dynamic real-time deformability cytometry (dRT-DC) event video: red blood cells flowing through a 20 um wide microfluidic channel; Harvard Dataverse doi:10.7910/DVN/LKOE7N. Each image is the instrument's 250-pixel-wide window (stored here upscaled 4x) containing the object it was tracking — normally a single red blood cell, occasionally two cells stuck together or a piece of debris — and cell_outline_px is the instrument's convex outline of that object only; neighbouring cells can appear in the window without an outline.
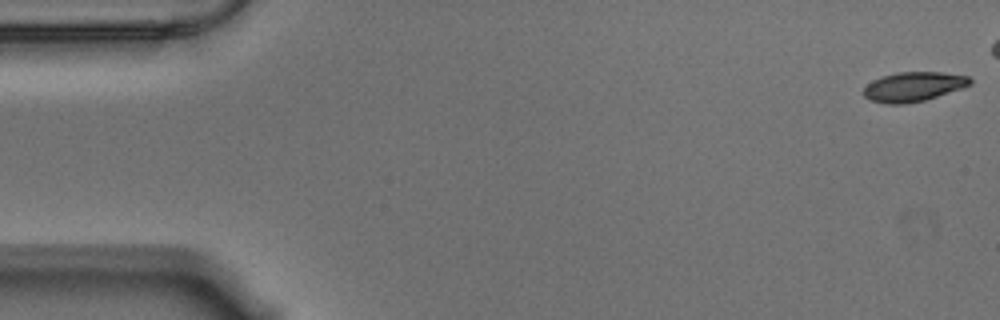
{"species": "Egyptian fruit bat (a non-hibernating species)", "species_latin": "Rousettus aegyptiacus", "temperature_condition": "warm", "stored_images_in_passage": 46, "camera_frame_rate_fps": 3000, "um_per_image_px": 0.085, "animal": {"sex": "male"}, "frame": {"image": 1, "passage_image": 1, "time_ms": 0.0, "image_size_px": [1000, 320], "cell_outline_px": [[972, 84], [924, 100], [904, 104], [888, 104], [872, 100], [864, 96], [864, 88], [872, 80], [880, 76], [896, 72], [944, 72], [968, 76], [972, 80]], "centroid_in_image_um": [77.63, 7.35], "position_along_channel_um": 7.4, "area_um2": 18.15}}
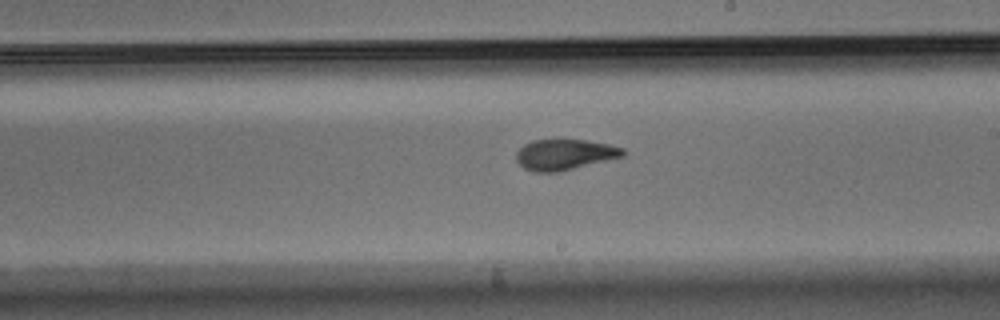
{"frame": {"image": 2, "passage_image": 32, "time_ms": 10.333, "image_size_px": [1000, 320], "cell_outline_px": [[628, 152], [624, 156], [560, 172], [532, 172], [524, 168], [516, 160], [516, 152], [524, 144], [532, 140], [588, 140], [608, 144], [624, 148]], "centroid_in_image_um": [48.01, 13.14], "position_along_channel_um": 241.0, "area_um2": 19.25}}
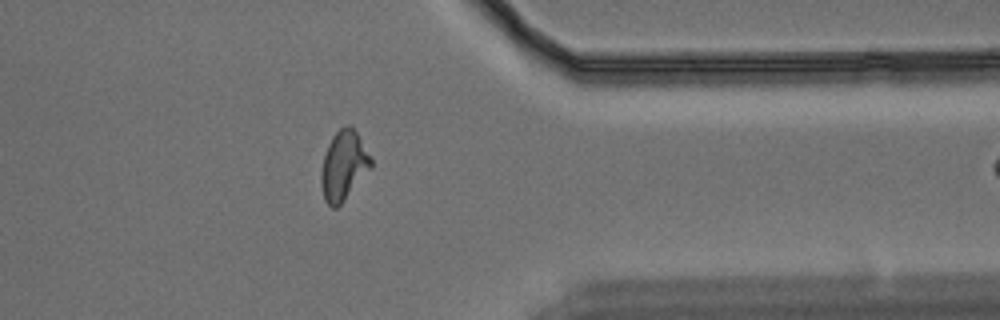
{"frame": {"image": 3, "passage_image": 45, "time_ms": 14.667, "image_size_px": [1000, 320], "cell_outline_px": [[372, 168], [344, 200], [336, 208], [332, 208], [324, 200], [320, 184], [320, 172], [324, 156], [328, 144], [332, 136], [340, 128], [348, 124], [356, 132], [372, 160]], "centroid_in_image_um": [29.19, 14.1], "position_along_channel_um": 382.2, "area_um2": 20.06}}